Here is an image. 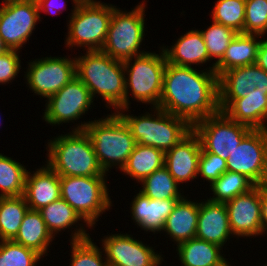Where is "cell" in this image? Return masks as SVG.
<instances>
[{"label": "cell", "mask_w": 267, "mask_h": 266, "mask_svg": "<svg viewBox=\"0 0 267 266\" xmlns=\"http://www.w3.org/2000/svg\"><path fill=\"white\" fill-rule=\"evenodd\" d=\"M24 197L31 210H40L42 207L60 199V176L47 164L38 168L35 172L28 170L25 179Z\"/></svg>", "instance_id": "21"}, {"label": "cell", "mask_w": 267, "mask_h": 266, "mask_svg": "<svg viewBox=\"0 0 267 266\" xmlns=\"http://www.w3.org/2000/svg\"><path fill=\"white\" fill-rule=\"evenodd\" d=\"M106 179V176L60 177L61 198L92 228L101 214L113 206Z\"/></svg>", "instance_id": "9"}, {"label": "cell", "mask_w": 267, "mask_h": 266, "mask_svg": "<svg viewBox=\"0 0 267 266\" xmlns=\"http://www.w3.org/2000/svg\"><path fill=\"white\" fill-rule=\"evenodd\" d=\"M42 256L11 240H0V266H36Z\"/></svg>", "instance_id": "36"}, {"label": "cell", "mask_w": 267, "mask_h": 266, "mask_svg": "<svg viewBox=\"0 0 267 266\" xmlns=\"http://www.w3.org/2000/svg\"><path fill=\"white\" fill-rule=\"evenodd\" d=\"M20 51L10 49L0 55V85L9 84L19 74L21 69Z\"/></svg>", "instance_id": "39"}, {"label": "cell", "mask_w": 267, "mask_h": 266, "mask_svg": "<svg viewBox=\"0 0 267 266\" xmlns=\"http://www.w3.org/2000/svg\"><path fill=\"white\" fill-rule=\"evenodd\" d=\"M78 124L76 122V127L71 130L86 131L103 171L107 173L114 166L121 171L137 143L120 115L114 112L106 117L83 123L81 121Z\"/></svg>", "instance_id": "3"}, {"label": "cell", "mask_w": 267, "mask_h": 266, "mask_svg": "<svg viewBox=\"0 0 267 266\" xmlns=\"http://www.w3.org/2000/svg\"><path fill=\"white\" fill-rule=\"evenodd\" d=\"M175 42L169 48L164 45L161 47L167 63L182 67H193L192 64L200 67L209 61L211 63L200 30L192 29L181 35Z\"/></svg>", "instance_id": "23"}, {"label": "cell", "mask_w": 267, "mask_h": 266, "mask_svg": "<svg viewBox=\"0 0 267 266\" xmlns=\"http://www.w3.org/2000/svg\"><path fill=\"white\" fill-rule=\"evenodd\" d=\"M232 234L237 238L262 235L259 185L225 203Z\"/></svg>", "instance_id": "16"}, {"label": "cell", "mask_w": 267, "mask_h": 266, "mask_svg": "<svg viewBox=\"0 0 267 266\" xmlns=\"http://www.w3.org/2000/svg\"><path fill=\"white\" fill-rule=\"evenodd\" d=\"M262 235L267 234V183L259 185ZM266 232V233H265Z\"/></svg>", "instance_id": "41"}, {"label": "cell", "mask_w": 267, "mask_h": 266, "mask_svg": "<svg viewBox=\"0 0 267 266\" xmlns=\"http://www.w3.org/2000/svg\"><path fill=\"white\" fill-rule=\"evenodd\" d=\"M178 200L180 199H151L139 191L130 204L132 220L145 232L162 233L165 220Z\"/></svg>", "instance_id": "20"}, {"label": "cell", "mask_w": 267, "mask_h": 266, "mask_svg": "<svg viewBox=\"0 0 267 266\" xmlns=\"http://www.w3.org/2000/svg\"><path fill=\"white\" fill-rule=\"evenodd\" d=\"M76 76L89 89L95 100L99 96L106 107L117 112L125 108V71L122 61L102 51H86L76 56ZM97 94V95H96Z\"/></svg>", "instance_id": "2"}, {"label": "cell", "mask_w": 267, "mask_h": 266, "mask_svg": "<svg viewBox=\"0 0 267 266\" xmlns=\"http://www.w3.org/2000/svg\"><path fill=\"white\" fill-rule=\"evenodd\" d=\"M219 109L231 120L252 129H267V94L259 89L252 90L239 99H218Z\"/></svg>", "instance_id": "18"}, {"label": "cell", "mask_w": 267, "mask_h": 266, "mask_svg": "<svg viewBox=\"0 0 267 266\" xmlns=\"http://www.w3.org/2000/svg\"><path fill=\"white\" fill-rule=\"evenodd\" d=\"M260 35L237 33L228 45L222 59L215 65V73H221L256 62V56L261 39Z\"/></svg>", "instance_id": "26"}, {"label": "cell", "mask_w": 267, "mask_h": 266, "mask_svg": "<svg viewBox=\"0 0 267 266\" xmlns=\"http://www.w3.org/2000/svg\"><path fill=\"white\" fill-rule=\"evenodd\" d=\"M54 237L48 230L41 213L29 209L22 220L19 232L14 242L33 249L42 257L48 254V247ZM44 255V256H43Z\"/></svg>", "instance_id": "28"}, {"label": "cell", "mask_w": 267, "mask_h": 266, "mask_svg": "<svg viewBox=\"0 0 267 266\" xmlns=\"http://www.w3.org/2000/svg\"><path fill=\"white\" fill-rule=\"evenodd\" d=\"M2 1H23V0H2Z\"/></svg>", "instance_id": "45"}, {"label": "cell", "mask_w": 267, "mask_h": 266, "mask_svg": "<svg viewBox=\"0 0 267 266\" xmlns=\"http://www.w3.org/2000/svg\"><path fill=\"white\" fill-rule=\"evenodd\" d=\"M258 47L255 64L267 72V38L262 37Z\"/></svg>", "instance_id": "42"}, {"label": "cell", "mask_w": 267, "mask_h": 266, "mask_svg": "<svg viewBox=\"0 0 267 266\" xmlns=\"http://www.w3.org/2000/svg\"><path fill=\"white\" fill-rule=\"evenodd\" d=\"M233 234L225 203L206 199L200 201L196 238L224 247Z\"/></svg>", "instance_id": "19"}, {"label": "cell", "mask_w": 267, "mask_h": 266, "mask_svg": "<svg viewBox=\"0 0 267 266\" xmlns=\"http://www.w3.org/2000/svg\"><path fill=\"white\" fill-rule=\"evenodd\" d=\"M48 230L55 238L59 232L71 229L70 241H79L90 237L84 226L92 228L64 199L60 198L38 210ZM83 220V221H82ZM83 223L79 224L80 222ZM78 223V224H77ZM74 227H73V226ZM79 225V226H77ZM78 227V228H77Z\"/></svg>", "instance_id": "22"}, {"label": "cell", "mask_w": 267, "mask_h": 266, "mask_svg": "<svg viewBox=\"0 0 267 266\" xmlns=\"http://www.w3.org/2000/svg\"><path fill=\"white\" fill-rule=\"evenodd\" d=\"M256 89L265 91L267 94V72L257 66Z\"/></svg>", "instance_id": "43"}, {"label": "cell", "mask_w": 267, "mask_h": 266, "mask_svg": "<svg viewBox=\"0 0 267 266\" xmlns=\"http://www.w3.org/2000/svg\"><path fill=\"white\" fill-rule=\"evenodd\" d=\"M204 70L167 63L158 108L185 119L191 126L217 114L220 109L214 61Z\"/></svg>", "instance_id": "1"}, {"label": "cell", "mask_w": 267, "mask_h": 266, "mask_svg": "<svg viewBox=\"0 0 267 266\" xmlns=\"http://www.w3.org/2000/svg\"><path fill=\"white\" fill-rule=\"evenodd\" d=\"M246 0H217L211 12L212 21L244 33Z\"/></svg>", "instance_id": "34"}, {"label": "cell", "mask_w": 267, "mask_h": 266, "mask_svg": "<svg viewBox=\"0 0 267 266\" xmlns=\"http://www.w3.org/2000/svg\"><path fill=\"white\" fill-rule=\"evenodd\" d=\"M31 61L24 72L25 82L40 98L53 96L76 76L74 57L47 56Z\"/></svg>", "instance_id": "11"}, {"label": "cell", "mask_w": 267, "mask_h": 266, "mask_svg": "<svg viewBox=\"0 0 267 266\" xmlns=\"http://www.w3.org/2000/svg\"><path fill=\"white\" fill-rule=\"evenodd\" d=\"M201 142V152H210L227 160L241 140L252 130L231 120L224 112L208 116L192 126Z\"/></svg>", "instance_id": "10"}, {"label": "cell", "mask_w": 267, "mask_h": 266, "mask_svg": "<svg viewBox=\"0 0 267 266\" xmlns=\"http://www.w3.org/2000/svg\"><path fill=\"white\" fill-rule=\"evenodd\" d=\"M199 204L183 197L175 204L172 213L165 220L163 231L176 245L193 239L198 226Z\"/></svg>", "instance_id": "24"}, {"label": "cell", "mask_w": 267, "mask_h": 266, "mask_svg": "<svg viewBox=\"0 0 267 266\" xmlns=\"http://www.w3.org/2000/svg\"><path fill=\"white\" fill-rule=\"evenodd\" d=\"M209 186L213 197L210 196L208 200L226 203L234 197L248 192L255 184L244 174L226 171Z\"/></svg>", "instance_id": "33"}, {"label": "cell", "mask_w": 267, "mask_h": 266, "mask_svg": "<svg viewBox=\"0 0 267 266\" xmlns=\"http://www.w3.org/2000/svg\"><path fill=\"white\" fill-rule=\"evenodd\" d=\"M67 24L65 47H82L85 51H101L108 33L115 5L98 0H72ZM98 1V2H97Z\"/></svg>", "instance_id": "6"}, {"label": "cell", "mask_w": 267, "mask_h": 266, "mask_svg": "<svg viewBox=\"0 0 267 266\" xmlns=\"http://www.w3.org/2000/svg\"><path fill=\"white\" fill-rule=\"evenodd\" d=\"M0 2V35L9 49L21 50L41 21L35 0ZM39 20V21H38Z\"/></svg>", "instance_id": "13"}, {"label": "cell", "mask_w": 267, "mask_h": 266, "mask_svg": "<svg viewBox=\"0 0 267 266\" xmlns=\"http://www.w3.org/2000/svg\"><path fill=\"white\" fill-rule=\"evenodd\" d=\"M10 49L8 48V46L5 44L3 38L0 35V55L9 51Z\"/></svg>", "instance_id": "44"}, {"label": "cell", "mask_w": 267, "mask_h": 266, "mask_svg": "<svg viewBox=\"0 0 267 266\" xmlns=\"http://www.w3.org/2000/svg\"><path fill=\"white\" fill-rule=\"evenodd\" d=\"M46 101L43 120L50 125L59 126L63 123H74L85 115L94 100L89 89L75 76Z\"/></svg>", "instance_id": "14"}, {"label": "cell", "mask_w": 267, "mask_h": 266, "mask_svg": "<svg viewBox=\"0 0 267 266\" xmlns=\"http://www.w3.org/2000/svg\"><path fill=\"white\" fill-rule=\"evenodd\" d=\"M212 23L206 30H200V32L202 33L209 59L211 61L214 59L216 65L222 59L237 32L220 23L214 21Z\"/></svg>", "instance_id": "35"}, {"label": "cell", "mask_w": 267, "mask_h": 266, "mask_svg": "<svg viewBox=\"0 0 267 266\" xmlns=\"http://www.w3.org/2000/svg\"><path fill=\"white\" fill-rule=\"evenodd\" d=\"M132 236L127 233L104 236L101 246L108 266H161L163 255Z\"/></svg>", "instance_id": "15"}, {"label": "cell", "mask_w": 267, "mask_h": 266, "mask_svg": "<svg viewBox=\"0 0 267 266\" xmlns=\"http://www.w3.org/2000/svg\"><path fill=\"white\" fill-rule=\"evenodd\" d=\"M181 266H228L223 248L217 244L194 237L176 246ZM222 250V253H221Z\"/></svg>", "instance_id": "25"}, {"label": "cell", "mask_w": 267, "mask_h": 266, "mask_svg": "<svg viewBox=\"0 0 267 266\" xmlns=\"http://www.w3.org/2000/svg\"><path fill=\"white\" fill-rule=\"evenodd\" d=\"M48 141L46 164L60 177L107 176L108 173L99 165L92 141L85 130L70 131Z\"/></svg>", "instance_id": "4"}, {"label": "cell", "mask_w": 267, "mask_h": 266, "mask_svg": "<svg viewBox=\"0 0 267 266\" xmlns=\"http://www.w3.org/2000/svg\"><path fill=\"white\" fill-rule=\"evenodd\" d=\"M146 3L139 2L131 11H123L116 6L109 23L107 38L102 52L118 61H126L147 53L142 48L145 38Z\"/></svg>", "instance_id": "8"}, {"label": "cell", "mask_w": 267, "mask_h": 266, "mask_svg": "<svg viewBox=\"0 0 267 266\" xmlns=\"http://www.w3.org/2000/svg\"><path fill=\"white\" fill-rule=\"evenodd\" d=\"M140 185L143 186L139 191L151 199H182L184 197V194L180 193L179 184L165 166L144 178Z\"/></svg>", "instance_id": "31"}, {"label": "cell", "mask_w": 267, "mask_h": 266, "mask_svg": "<svg viewBox=\"0 0 267 266\" xmlns=\"http://www.w3.org/2000/svg\"><path fill=\"white\" fill-rule=\"evenodd\" d=\"M29 209L24 195L0 197V240L16 238Z\"/></svg>", "instance_id": "30"}, {"label": "cell", "mask_w": 267, "mask_h": 266, "mask_svg": "<svg viewBox=\"0 0 267 266\" xmlns=\"http://www.w3.org/2000/svg\"><path fill=\"white\" fill-rule=\"evenodd\" d=\"M226 164L227 171L244 174L255 185L267 183V129H252Z\"/></svg>", "instance_id": "12"}, {"label": "cell", "mask_w": 267, "mask_h": 266, "mask_svg": "<svg viewBox=\"0 0 267 266\" xmlns=\"http://www.w3.org/2000/svg\"><path fill=\"white\" fill-rule=\"evenodd\" d=\"M91 237L70 242L71 261L69 266H108L104 251ZM103 255V257H102Z\"/></svg>", "instance_id": "37"}, {"label": "cell", "mask_w": 267, "mask_h": 266, "mask_svg": "<svg viewBox=\"0 0 267 266\" xmlns=\"http://www.w3.org/2000/svg\"><path fill=\"white\" fill-rule=\"evenodd\" d=\"M257 65H246L227 70L218 76V99L246 97L256 88Z\"/></svg>", "instance_id": "27"}, {"label": "cell", "mask_w": 267, "mask_h": 266, "mask_svg": "<svg viewBox=\"0 0 267 266\" xmlns=\"http://www.w3.org/2000/svg\"><path fill=\"white\" fill-rule=\"evenodd\" d=\"M38 6V11H39V15L40 13L44 12V13H48V14H54L56 15L57 13H62L61 10L62 8H65V5L63 3H58V2H62L64 0H35ZM57 2V3H56ZM58 4V6H57ZM60 4V5H59Z\"/></svg>", "instance_id": "40"}, {"label": "cell", "mask_w": 267, "mask_h": 266, "mask_svg": "<svg viewBox=\"0 0 267 266\" xmlns=\"http://www.w3.org/2000/svg\"><path fill=\"white\" fill-rule=\"evenodd\" d=\"M164 163L165 153L162 150L136 144L134 150L128 157L126 165L121 171L139 183L155 170L162 168Z\"/></svg>", "instance_id": "29"}, {"label": "cell", "mask_w": 267, "mask_h": 266, "mask_svg": "<svg viewBox=\"0 0 267 266\" xmlns=\"http://www.w3.org/2000/svg\"><path fill=\"white\" fill-rule=\"evenodd\" d=\"M159 54L149 52L133 57L123 62L125 71V108H129L130 96L137 102L151 104L152 108L158 107L164 72L166 69V57L161 47Z\"/></svg>", "instance_id": "7"}, {"label": "cell", "mask_w": 267, "mask_h": 266, "mask_svg": "<svg viewBox=\"0 0 267 266\" xmlns=\"http://www.w3.org/2000/svg\"><path fill=\"white\" fill-rule=\"evenodd\" d=\"M227 171L226 160L210 152H201L199 157L198 177L210 184Z\"/></svg>", "instance_id": "38"}, {"label": "cell", "mask_w": 267, "mask_h": 266, "mask_svg": "<svg viewBox=\"0 0 267 266\" xmlns=\"http://www.w3.org/2000/svg\"><path fill=\"white\" fill-rule=\"evenodd\" d=\"M201 142L191 130L172 149L165 152L164 166L180 185L197 179Z\"/></svg>", "instance_id": "17"}, {"label": "cell", "mask_w": 267, "mask_h": 266, "mask_svg": "<svg viewBox=\"0 0 267 266\" xmlns=\"http://www.w3.org/2000/svg\"><path fill=\"white\" fill-rule=\"evenodd\" d=\"M27 171L23 164L0 153V197L24 195Z\"/></svg>", "instance_id": "32"}, {"label": "cell", "mask_w": 267, "mask_h": 266, "mask_svg": "<svg viewBox=\"0 0 267 266\" xmlns=\"http://www.w3.org/2000/svg\"><path fill=\"white\" fill-rule=\"evenodd\" d=\"M128 109H119L117 113L129 127L136 143L155 147L164 153L192 130V126L185 119L158 107H151L153 113L146 112L141 116L126 114Z\"/></svg>", "instance_id": "5"}]
</instances>
